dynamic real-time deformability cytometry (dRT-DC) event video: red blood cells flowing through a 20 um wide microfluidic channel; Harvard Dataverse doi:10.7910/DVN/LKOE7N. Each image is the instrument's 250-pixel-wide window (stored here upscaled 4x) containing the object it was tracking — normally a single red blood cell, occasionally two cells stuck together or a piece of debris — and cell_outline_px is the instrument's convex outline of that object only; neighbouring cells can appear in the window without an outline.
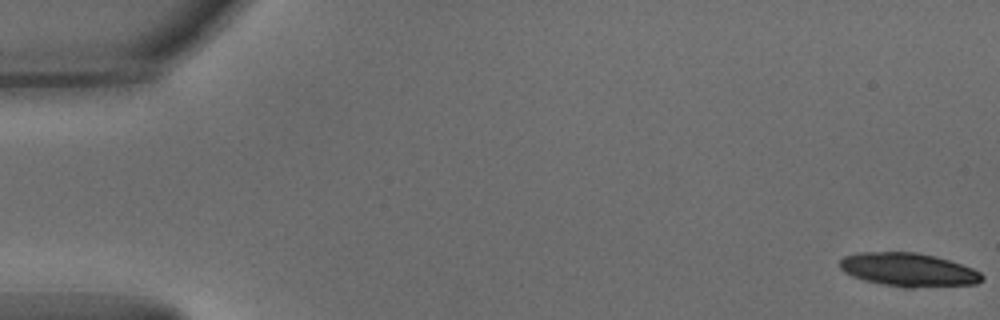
{"species": "common noctule bat (a hibernating species)", "species_latin": "Nyctalus noctula", "temperature_condition": "warm", "stored_images_in_passage": 20, "camera_frame_rate_fps": 3000, "um_per_image_px": 0.085, "animal": {"sex": "male", "body_mass_g": 15.6}, "frame": {"image": 1, "passage_image": 1, "time_ms": 0.0, "image_size_px": [1000, 320], "cell_outline_px": [[984, 280], [976, 284], [912, 288], [904, 288], [864, 280], [852, 276], [844, 272], [840, 268], [840, 260], [844, 256], [856, 252], [916, 252], [936, 256], [972, 268], [980, 272], [984, 276]], "centroid_in_image_um": [77.22, 22.93], "position_along_channel_um": 7.8, "area_um2": 27.92}}